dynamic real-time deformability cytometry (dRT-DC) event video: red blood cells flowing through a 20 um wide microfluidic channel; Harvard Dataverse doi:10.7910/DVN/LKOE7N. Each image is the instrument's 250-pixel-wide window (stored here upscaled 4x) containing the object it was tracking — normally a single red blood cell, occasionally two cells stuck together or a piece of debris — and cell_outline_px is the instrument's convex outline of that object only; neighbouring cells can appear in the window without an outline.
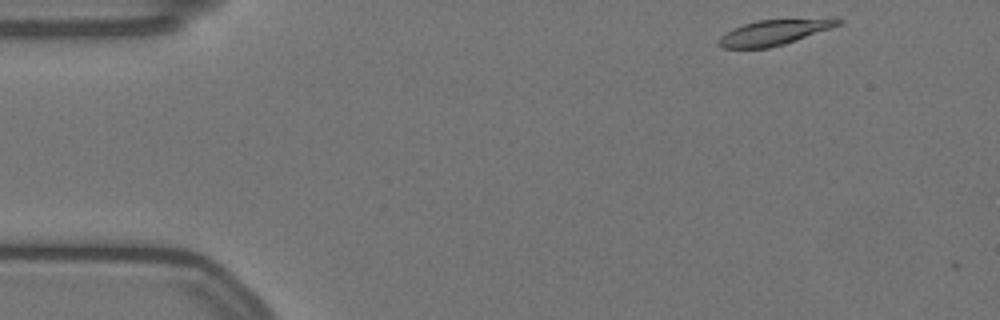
{"species": "Egyptian fruit bat (a non-hibernating species)", "species_latin": "Rousettus aegyptiacus", "temperature_condition": "warm", "stored_images_in_passage": 2, "camera_frame_rate_fps": 3000, "um_per_image_px": 0.085, "animal": {"sex": "female"}, "frame": {"image": 1, "passage_image": 1, "time_ms": 0.0, "image_size_px": [1000, 320], "cell_outline_px": [[844, 20], [840, 24], [796, 40], [784, 44], [768, 48], [724, 48], [716, 44], [720, 36], [732, 28], [756, 20], [832, 16], [840, 16]], "centroid_in_image_um": [65.88, 2.7], "position_along_channel_um": 19.1, "area_um2": 18.26}}